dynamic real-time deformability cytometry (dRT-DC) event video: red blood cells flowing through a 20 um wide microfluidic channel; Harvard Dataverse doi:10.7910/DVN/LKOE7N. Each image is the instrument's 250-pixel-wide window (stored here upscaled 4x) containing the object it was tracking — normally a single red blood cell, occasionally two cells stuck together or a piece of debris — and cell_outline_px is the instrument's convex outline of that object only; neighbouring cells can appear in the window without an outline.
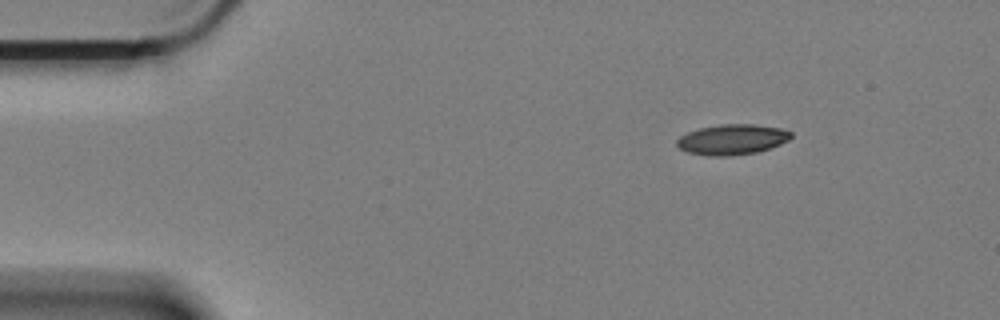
{"species": "Egyptian fruit bat (a non-hibernating species)", "species_latin": "Rousettus aegyptiacus", "temperature_condition": "cold", "stored_images_in_passage": 53, "camera_frame_rate_fps": 3000, "um_per_image_px": 0.085, "animal": {"sex": "female"}, "frame": {"image": 1, "passage_image": 1, "time_ms": 0.0, "image_size_px": [1000, 320], "cell_outline_px": [[792, 136], [788, 140], [780, 144], [756, 152], [728, 156], [708, 156], [688, 152], [680, 148], [676, 144], [676, 140], [680, 136], [688, 132], [700, 128], [720, 124], [752, 124], [780, 128], [792, 132]], "centroid_in_image_um": [62.22, 11.85], "position_along_channel_um": 22.8, "area_um2": 20.06}}
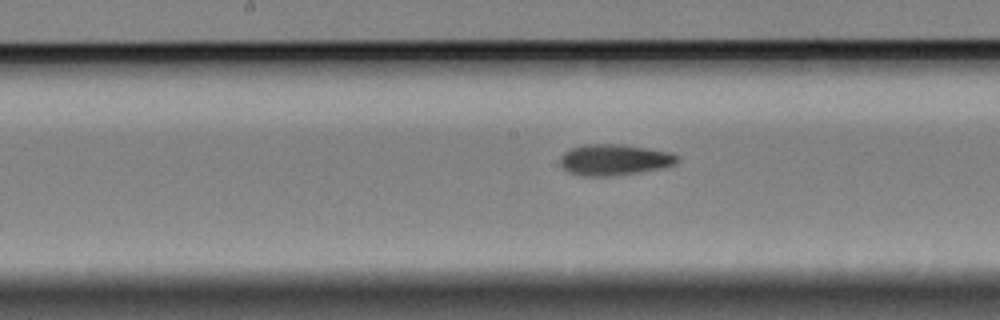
{"frame": {"image": 2, "passage_image": 23, "time_ms": 7.333, "image_size_px": [1000, 320], "cell_outline_px": [[680, 160], [676, 164], [660, 168], [640, 172], [608, 176], [580, 176], [568, 172], [560, 164], [560, 156], [564, 152], [572, 148], [584, 144], [624, 144], [668, 152], [680, 156]], "centroid_in_image_um": [52.21, 13.58], "position_along_channel_um": 196.0, "area_um2": 21.27}}
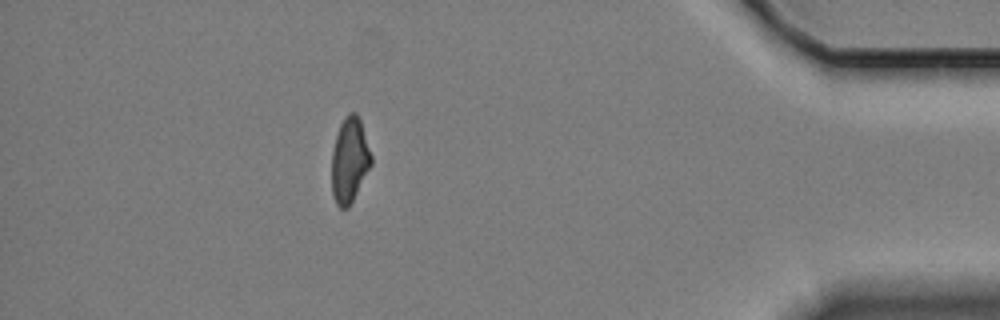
{"frame": {"image": 3, "passage_image": 46, "time_ms": 15.0, "image_size_px": [1000, 320], "cell_outline_px": [[372, 164], [348, 208], [340, 208], [336, 204], [332, 192], [332, 152], [336, 136], [340, 124], [344, 116], [348, 112], [356, 112], [360, 120], [372, 156]], "centroid_in_image_um": [29.71, 13.6], "position_along_channel_um": 405.5, "area_um2": 19.48}, "authors_computed_cell_mechanics": {"area_um2": 20.3456, "velocity_mm_per_s": 3.3321, "shape_relaxation_time_tau1_ms": null, "shape_relaxation_time_tau2_ms": 4.5438, "deformation_change_tau1": null, "deformation_change_tau2": 0.1177}}